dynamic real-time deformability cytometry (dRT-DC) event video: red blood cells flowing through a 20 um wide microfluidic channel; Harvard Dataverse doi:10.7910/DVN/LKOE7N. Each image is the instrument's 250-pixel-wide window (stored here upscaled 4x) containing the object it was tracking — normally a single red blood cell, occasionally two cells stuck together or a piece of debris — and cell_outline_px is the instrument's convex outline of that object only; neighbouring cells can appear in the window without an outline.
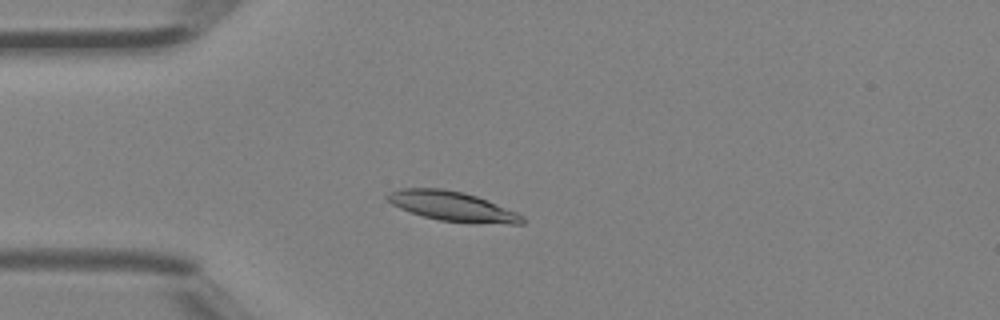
{"species": "Egyptian fruit bat (a non-hibernating species)", "species_latin": "Rousettus aegyptiacus", "temperature_condition": "room temperature", "stored_images_in_passage": 35, "camera_frame_rate_fps": 3000, "um_per_image_px": 0.085, "animal": {"sex": "female"}, "frame": {"image": 1, "passage_image": 1, "time_ms": 0.0, "image_size_px": [1000, 320], "cell_outline_px": [[524, 224], [476, 224], [440, 220], [424, 216], [400, 208], [392, 204], [384, 196], [388, 192], [400, 188], [444, 188], [464, 192], [488, 200], [516, 212], [524, 216]], "centroid_in_image_um": [38.47, 17.54], "position_along_channel_um": 46.5, "area_um2": 23.52}}
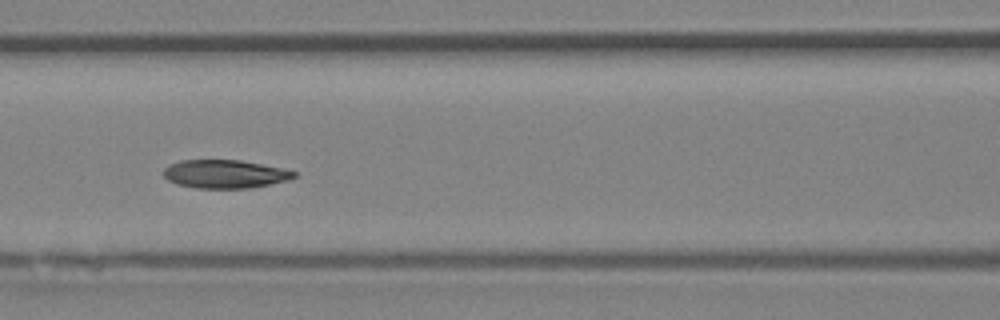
{"frame": {"image": 2, "passage_image": 9, "time_ms": 2.667, "image_size_px": [1000, 320], "cell_outline_px": [[296, 176], [288, 180], [252, 188], [196, 188], [176, 184], [168, 180], [164, 176], [164, 168], [168, 164], [180, 160], [240, 160], [280, 168], [296, 172]], "centroid_in_image_um": [19.07, 14.79], "position_along_channel_um": 147.5, "area_um2": 21.5}}
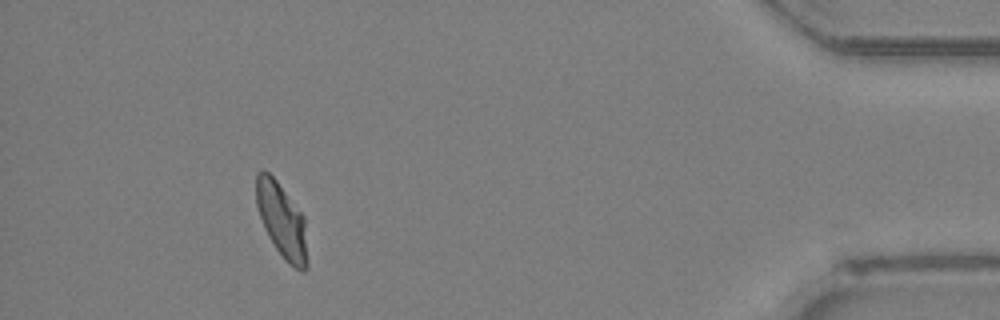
{"frame": {"image": 3, "passage_image": 31, "time_ms": 10.0, "image_size_px": [1000, 320], "cell_outline_px": [[308, 264], [304, 272], [300, 272], [288, 264], [284, 260], [268, 236], [264, 228], [256, 204], [256, 172], [260, 168], [264, 168], [276, 180], [304, 216]], "centroid_in_image_um": [23.95, 18.75], "position_along_channel_um": 411.3, "area_um2": 22.43}, "authors_computed_cell_mechanics": {"area_um2": 22.0796, "velocity_mm_per_s": 4.4281, "shape_relaxation_time_tau1_ms": 10.1683, "shape_relaxation_time_tau2_ms": 2.256, "deformation_change_tau1": 0.2451, "deformation_change_tau2": 0.0612}}